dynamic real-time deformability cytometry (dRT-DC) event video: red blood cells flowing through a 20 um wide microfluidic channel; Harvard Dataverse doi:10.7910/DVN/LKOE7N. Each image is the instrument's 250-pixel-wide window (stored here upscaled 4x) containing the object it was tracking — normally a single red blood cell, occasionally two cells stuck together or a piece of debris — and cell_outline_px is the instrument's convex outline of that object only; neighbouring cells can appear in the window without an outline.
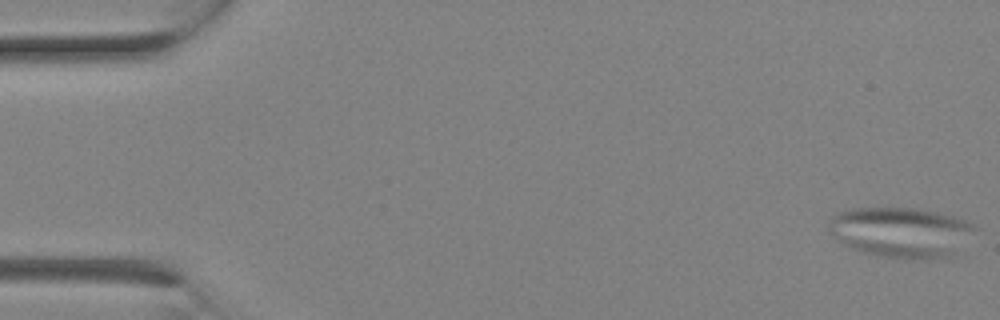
{"species": "Egyptian fruit bat (a non-hibernating species)", "species_latin": "Rousettus aegyptiacus", "temperature_condition": "room temperature", "stored_images_in_passage": 3, "camera_frame_rate_fps": 3000, "um_per_image_px": 0.085, "animal": {"sex": "female"}, "frame": {"image": 1, "passage_image": 1, "time_ms": 0.0, "image_size_px": [1000, 320], "cell_outline_px": [[980, 228], [956, 256], [948, 260], [904, 260], [880, 256], [864, 252], [844, 244], [836, 240], [828, 228], [828, 224], [832, 216], [840, 212], [852, 208], [912, 208], [936, 212], [956, 216]], "centroid_in_image_um": [76.71, 19.79], "position_along_channel_um": 8.3, "area_um2": 44.04}}
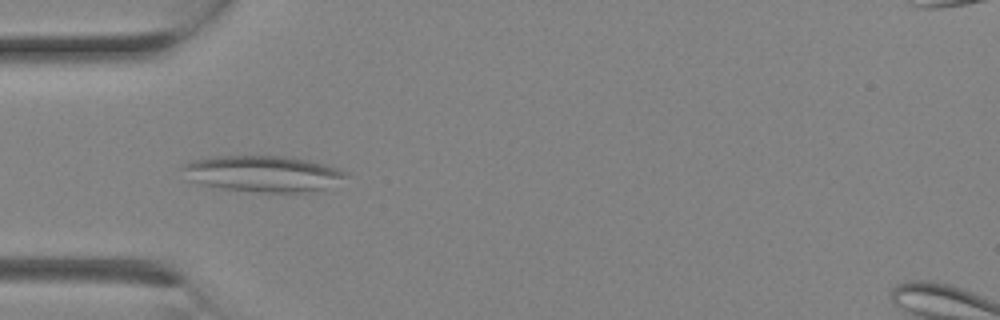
{"frame": {"image": 2, "passage_image": 3, "time_ms": 0.667, "image_size_px": [1000, 320], "cell_outline_px": [[348, 176], [324, 188], [300, 192], [256, 192], [220, 188], [188, 180], [180, 168], [184, 164], [192, 160], [212, 156], [284, 156], [308, 160], [340, 168], [348, 172]], "centroid_in_image_um": [22.3, 14.75], "position_along_channel_um": 62.7, "area_um2": 34.28}}